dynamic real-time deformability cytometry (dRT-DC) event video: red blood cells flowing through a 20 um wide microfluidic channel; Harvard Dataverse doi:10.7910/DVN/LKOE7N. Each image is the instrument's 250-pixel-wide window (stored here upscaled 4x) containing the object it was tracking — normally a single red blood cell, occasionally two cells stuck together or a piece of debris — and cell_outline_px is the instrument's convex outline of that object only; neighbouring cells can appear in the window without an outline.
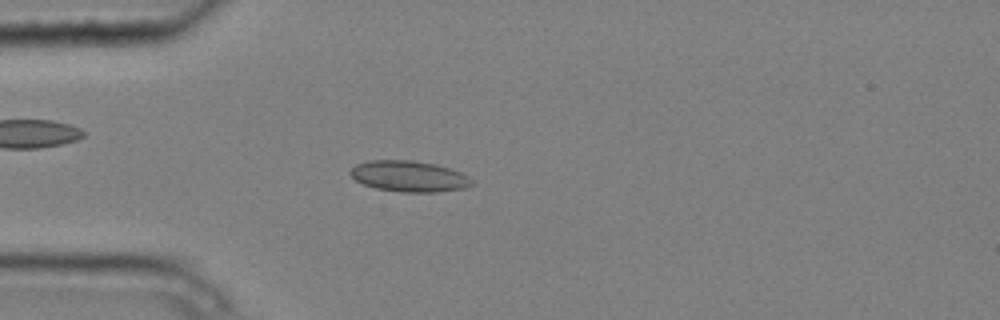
{"species": "common noctule bat (a hibernating species)", "species_latin": "Nyctalus noctula", "temperature_condition": "cold", "stored_images_in_passage": 6, "camera_frame_rate_fps": 3000, "um_per_image_px": 0.085, "animal": {"sex": "male", "body_mass_g": 20.4}, "frame": {"image": 1, "passage_image": 6, "time_ms": 1.667, "image_size_px": [1000, 320], "cell_outline_px": [[476, 184], [464, 188], [436, 192], [400, 192], [376, 188], [364, 184], [356, 180], [348, 172], [356, 164], [368, 160], [412, 160], [436, 164], [460, 172], [468, 176]], "centroid_in_image_um": [34.78, 14.98], "position_along_channel_um": 50.2, "area_um2": 21.96}}